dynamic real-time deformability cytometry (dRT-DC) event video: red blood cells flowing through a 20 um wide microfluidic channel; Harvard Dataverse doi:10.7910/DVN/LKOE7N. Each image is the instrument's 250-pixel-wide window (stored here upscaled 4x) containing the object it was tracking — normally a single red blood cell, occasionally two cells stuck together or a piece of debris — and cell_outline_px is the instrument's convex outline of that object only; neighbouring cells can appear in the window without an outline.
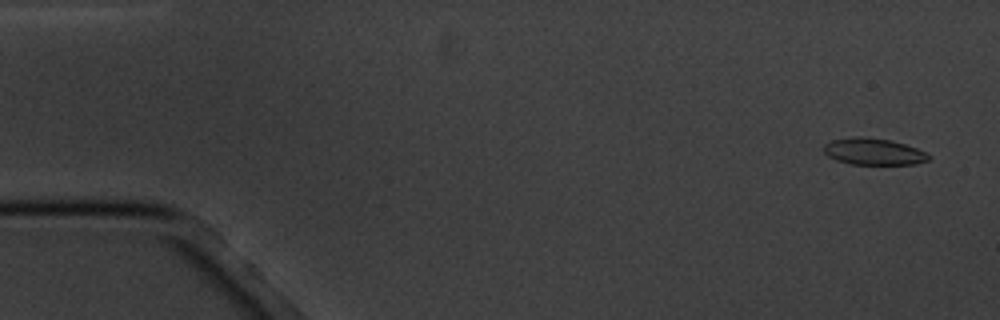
{"species": "common noctule bat (a hibernating species)", "species_latin": "Nyctalus noctula", "temperature_condition": "cold", "stored_images_in_passage": 5, "camera_frame_rate_fps": 3000, "um_per_image_px": 0.085, "animal": {"sex": "male", "body_mass_g": 20.1, "forearm_length_mm": 53.5}, "frame": {"image": 1, "passage_image": 1, "time_ms": 0.0, "image_size_px": [1000, 320], "cell_outline_px": [[932, 156], [928, 160], [916, 164], [852, 164], [836, 160], [828, 156], [824, 152], [824, 144], [832, 140], [856, 136], [860, 136], [892, 140], [928, 152]], "centroid_in_image_um": [74.28, 12.88], "position_along_channel_um": 10.7, "area_um2": 16.36}}
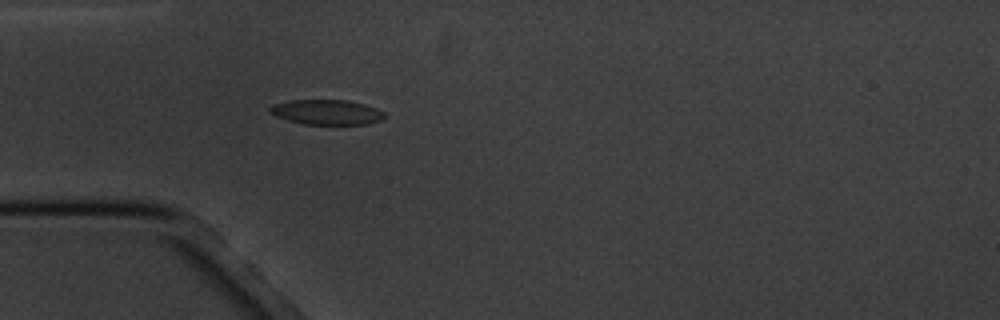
{"frame": {"image": 2, "passage_image": 5, "time_ms": 4.667, "image_size_px": [1000, 320], "cell_outline_px": [[384, 116], [380, 120], [368, 124], [304, 124], [288, 120], [276, 116], [268, 112], [268, 108], [272, 104], [288, 100], [348, 100], [364, 104], [376, 108], [384, 112]], "centroid_in_image_um": [27.72, 9.52], "position_along_channel_um": 57.3, "area_um2": 16.7}}